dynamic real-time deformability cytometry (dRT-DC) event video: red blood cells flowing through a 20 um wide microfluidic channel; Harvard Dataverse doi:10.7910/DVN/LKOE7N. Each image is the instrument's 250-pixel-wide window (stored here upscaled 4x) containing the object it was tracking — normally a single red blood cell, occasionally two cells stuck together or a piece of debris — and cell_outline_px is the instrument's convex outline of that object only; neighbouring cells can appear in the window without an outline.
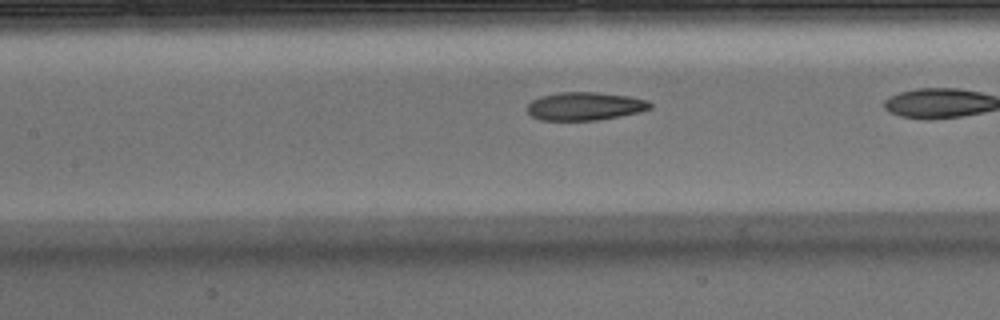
{"species": "Egyptian fruit bat (a non-hibernating species)", "species_latin": "Rousettus aegyptiacus", "temperature_condition": "warm", "stored_images_in_passage": 37, "segment_of_instrument_passage": [2, 2], "camera_frame_rate_fps": 3000, "um_per_image_px": 0.085, "animal": {"sex": "male"}, "frame": {"image": 1, "passage_image": 21, "time_ms": 6.667, "image_size_px": [1000, 320], "cell_outline_px": [[652, 108], [640, 112], [596, 120], [540, 120], [532, 116], [528, 112], [528, 104], [532, 100], [540, 96], [560, 92], [596, 92], [632, 96], [648, 100], [652, 104]], "centroid_in_image_um": [49.74, 9.02], "position_along_channel_um": 157.7, "area_um2": 20.23}}
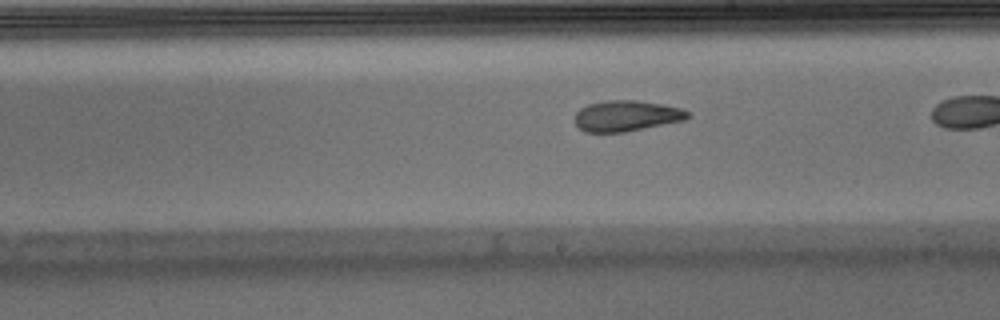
{"frame": {"image": 2, "passage_image": 27, "time_ms": 8.667, "image_size_px": [1000, 320], "cell_outline_px": [[688, 116], [684, 120], [624, 132], [584, 132], [572, 120], [576, 112], [580, 108], [588, 104], [608, 100], [636, 100], [684, 108], [688, 112]], "centroid_in_image_um": [53.19, 9.84], "position_along_channel_um": 235.8, "area_um2": 20.23}}